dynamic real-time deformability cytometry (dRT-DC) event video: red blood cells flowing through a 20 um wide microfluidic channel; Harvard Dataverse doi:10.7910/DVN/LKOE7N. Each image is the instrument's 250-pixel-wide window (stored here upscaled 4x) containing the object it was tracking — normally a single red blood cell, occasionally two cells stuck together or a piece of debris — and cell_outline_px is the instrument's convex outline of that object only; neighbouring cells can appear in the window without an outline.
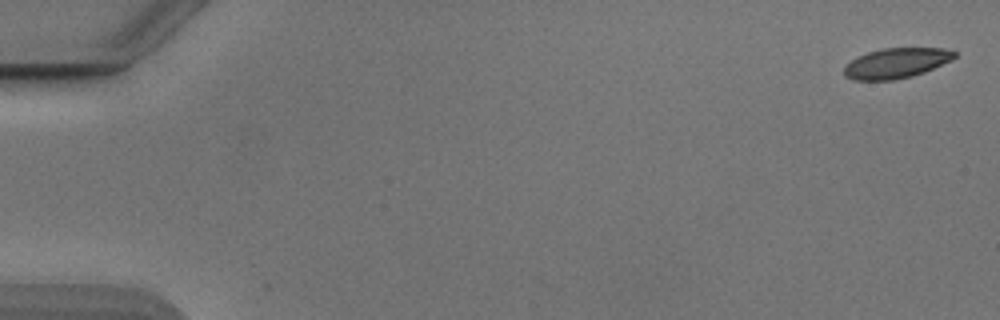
{"species": "Egyptian fruit bat (a non-hibernating species)", "species_latin": "Rousettus aegyptiacus", "temperature_condition": "cold", "stored_images_in_passage": 53, "camera_frame_rate_fps": 3000, "um_per_image_px": 0.085, "animal": {"sex": "male"}, "frame": {"image": 1, "passage_image": 1, "time_ms": 0.0, "image_size_px": [1000, 320], "cell_outline_px": [[956, 56], [952, 60], [924, 72], [912, 76], [892, 80], [852, 80], [844, 76], [844, 68], [852, 60], [868, 52], [884, 48], [944, 48], [956, 52]], "centroid_in_image_um": [76.2, 5.37], "position_along_channel_um": 8.8, "area_um2": 19.25}}
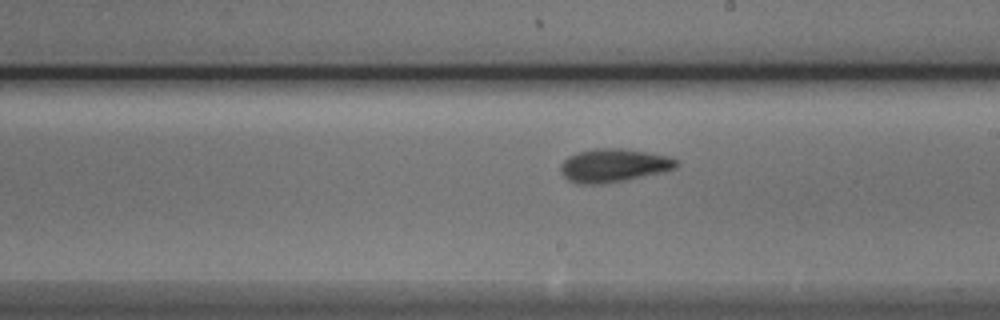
{"frame": {"image": 2, "passage_image": 31, "time_ms": 10.0, "image_size_px": [1000, 320], "cell_outline_px": [[680, 164], [676, 168], [664, 172], [624, 180], [600, 184], [576, 184], [568, 180], [560, 172], [560, 164], [568, 156], [576, 152], [592, 148], [620, 148], [668, 156], [680, 160]], "centroid_in_image_um": [52.15, 14.06], "position_along_channel_um": 236.9, "area_um2": 22.72}}
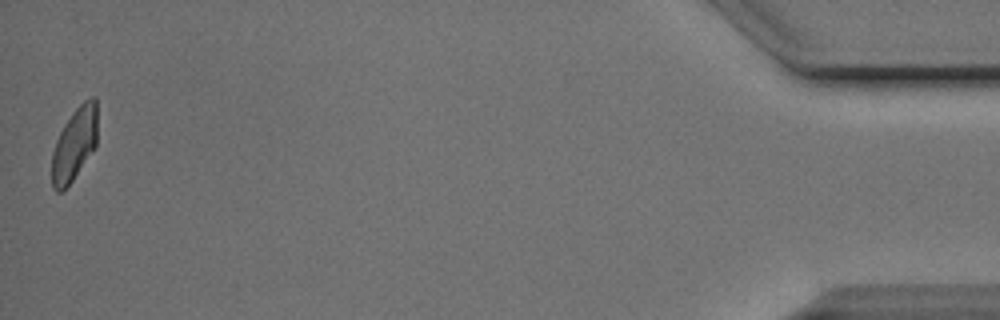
{"frame": {"image": 3, "passage_image": 53, "time_ms": 17.333, "image_size_px": [1000, 320], "cell_outline_px": [[96, 148], [72, 180], [60, 192], [56, 192], [52, 188], [52, 152], [56, 140], [64, 124], [72, 112], [84, 100], [92, 96], [96, 96]], "centroid_in_image_um": [6.32, 12.24], "position_along_channel_um": 428.9, "area_um2": 19.31}, "authors_computed_cell_mechanics": {"area_um2": 21.2126, "velocity_mm_per_s": 3.8597, "shape_relaxation_time_tau1_ms": 4.0551, "shape_relaxation_time_tau2_ms": 2.4855, "deformation_change_tau1": 0.1322, "deformation_change_tau2": 0.0786}}